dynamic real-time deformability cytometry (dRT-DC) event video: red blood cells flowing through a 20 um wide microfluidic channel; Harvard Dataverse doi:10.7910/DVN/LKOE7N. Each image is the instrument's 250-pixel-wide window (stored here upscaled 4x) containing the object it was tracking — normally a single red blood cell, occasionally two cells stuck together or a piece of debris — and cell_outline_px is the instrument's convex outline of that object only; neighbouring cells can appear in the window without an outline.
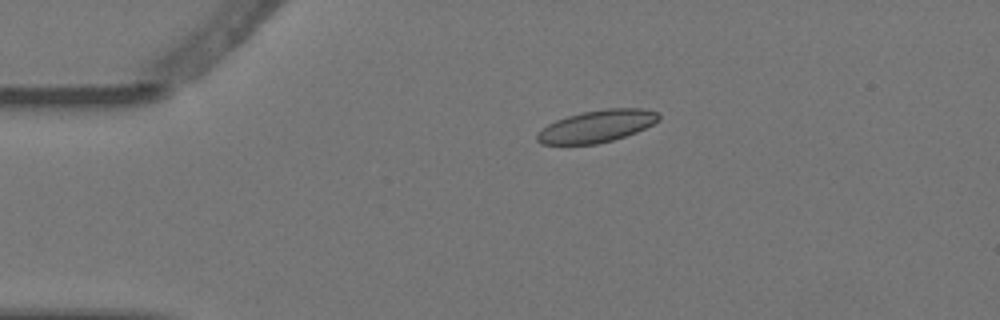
{"species": "Egyptian fruit bat (a non-hibernating species)", "species_latin": "Rousettus aegyptiacus", "temperature_condition": "warm", "stored_images_in_passage": 6, "camera_frame_rate_fps": 3000, "um_per_image_px": 0.085, "animal": {"sex": "female"}, "frame": {"image": 1, "passage_image": 3, "time_ms": 0.667, "image_size_px": [1000, 320], "cell_outline_px": [[660, 120], [636, 132], [612, 140], [596, 144], [540, 144], [536, 140], [536, 136], [548, 124], [556, 120], [568, 116], [584, 112], [604, 108], [644, 108], [656, 112], [660, 116]], "centroid_in_image_um": [50.74, 10.72], "position_along_channel_um": 34.3, "area_um2": 22.54}}
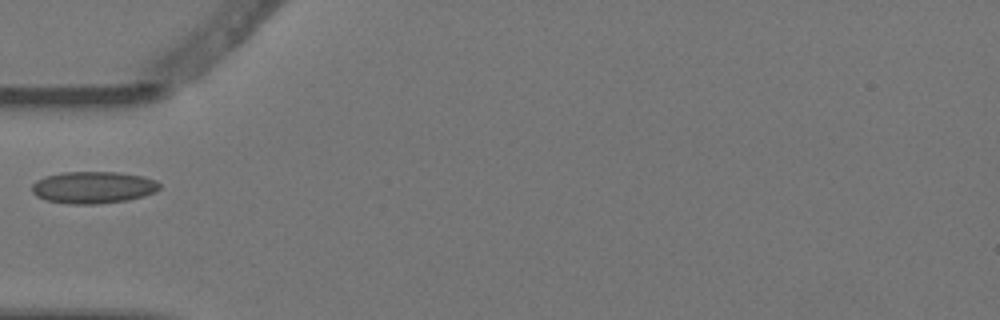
{"frame": {"image": 2, "passage_image": 5, "time_ms": 1.333, "image_size_px": [1000, 320], "cell_outline_px": [[160, 188], [144, 196], [128, 200], [100, 204], [68, 204], [44, 200], [36, 196], [32, 192], [32, 184], [36, 180], [44, 176], [60, 172], [116, 172], [144, 176], [156, 180], [160, 184]], "centroid_in_image_um": [7.89, 15.93], "position_along_channel_um": 77.1, "area_um2": 24.04}}
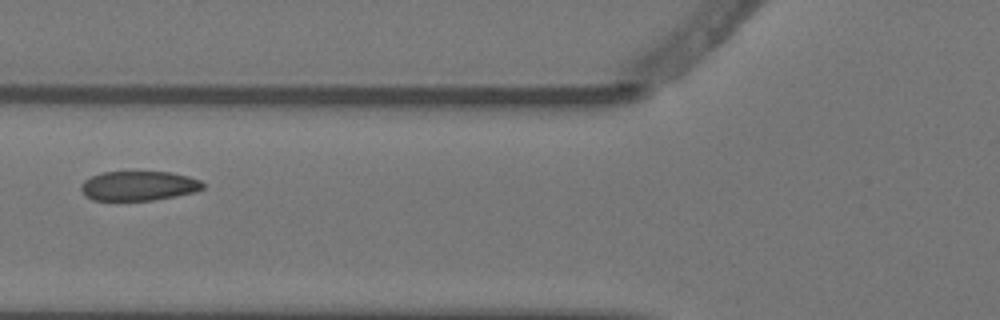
{"frame": {"image": 3, "passage_image": 6, "time_ms": 1.667, "image_size_px": [1000, 320], "cell_outline_px": [[204, 188], [196, 192], [176, 196], [152, 200], [92, 200], [84, 196], [80, 188], [80, 184], [84, 180], [100, 172], [168, 172], [188, 176], [200, 180], [204, 184]], "centroid_in_image_um": [11.76, 15.8], "position_along_channel_um": 114.0, "area_um2": 21.1}}